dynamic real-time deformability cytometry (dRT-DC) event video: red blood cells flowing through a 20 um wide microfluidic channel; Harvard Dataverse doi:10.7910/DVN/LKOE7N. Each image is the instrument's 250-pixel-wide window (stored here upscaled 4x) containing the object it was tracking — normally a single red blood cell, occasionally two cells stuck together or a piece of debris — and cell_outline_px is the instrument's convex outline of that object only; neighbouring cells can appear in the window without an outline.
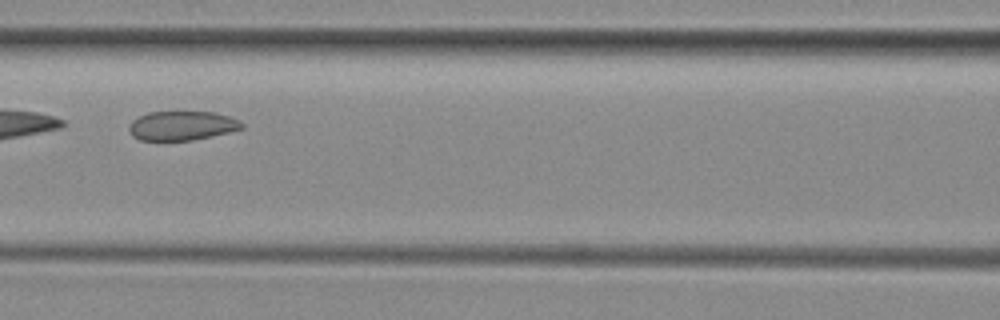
{"species": "common noctule bat (a hibernating species)", "species_latin": "Nyctalus noctula", "temperature_condition": "room temperature", "stored_images_in_passage": 5, "camera_frame_rate_fps": 3000, "um_per_image_px": 0.085, "animal": {"sex": "female", "body_mass_g": 29.2, "forearm_length_mm": 56.3}, "frame": {"image": 1, "passage_image": 5, "time_ms": 4.667, "image_size_px": [1000, 320], "cell_outline_px": [[244, 128], [212, 136], [192, 140], [140, 140], [132, 136], [128, 128], [132, 120], [148, 112], [216, 112], [240, 120], [244, 124]], "centroid_in_image_um": [15.48, 10.68], "position_along_channel_um": 151.1, "area_um2": 19.19}}